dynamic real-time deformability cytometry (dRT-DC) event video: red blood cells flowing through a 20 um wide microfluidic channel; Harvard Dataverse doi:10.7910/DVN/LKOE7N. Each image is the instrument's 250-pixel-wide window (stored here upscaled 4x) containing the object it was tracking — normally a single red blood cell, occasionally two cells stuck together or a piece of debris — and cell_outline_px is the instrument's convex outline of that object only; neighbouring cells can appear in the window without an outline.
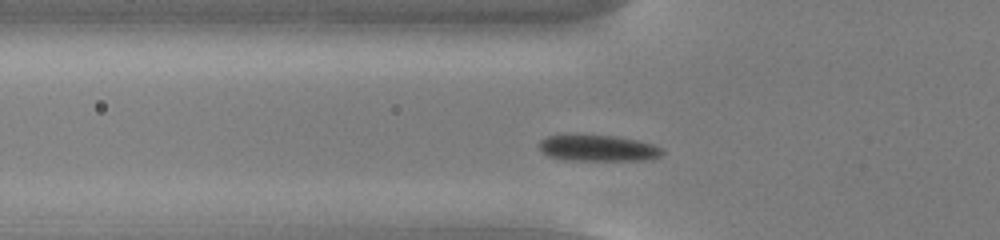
{"species": "common noctule bat (a hibernating species)", "species_latin": "Nyctalus noctula", "temperature_condition": "cold", "stored_images_in_passage": 43, "camera_frame_rate_fps": 3000, "um_per_image_px": 0.085, "animal": {"sex": "male", "body_mass_g": 13.0, "forearm_length_mm": 53.1}, "frame": {"image": 1, "passage_image": 7, "time_ms": 2.0, "image_size_px": [1000, 240], "cell_outline_px": [[664, 152], [660, 156], [648, 160], [564, 160], [548, 156], [540, 148], [540, 140], [548, 136], [616, 136], [636, 140], [652, 144], [660, 148]], "centroid_in_image_um": [50.86, 12.61], "position_along_channel_um": 74.9, "area_um2": 18.38}}
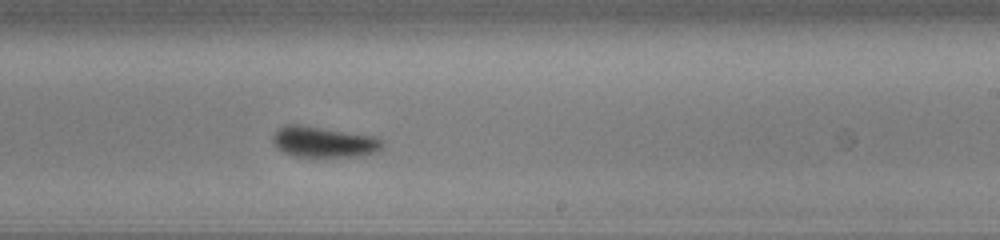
{"frame": {"image": 2, "passage_image": 22, "time_ms": 7.0, "image_size_px": [1000, 240], "cell_outline_px": [[384, 144], [376, 152], [360, 156], [292, 156], [276, 148], [272, 144], [272, 136], [284, 124], [296, 124], [376, 136], [384, 140]], "centroid_in_image_um": [27.51, 12.06], "position_along_channel_um": 261.5, "area_um2": 19.65}}
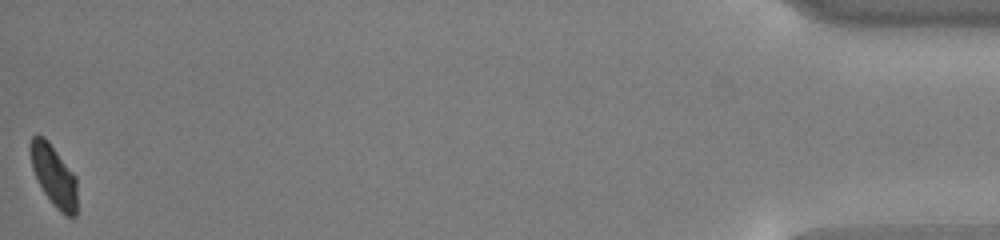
{"frame": {"image": 3, "passage_image": 43, "time_ms": 14.0, "image_size_px": [1000, 240], "cell_outline_px": [[76, 216], [64, 216], [56, 208], [44, 192], [32, 168], [28, 152], [32, 136], [36, 132], [44, 136], [48, 140], [76, 176]], "centroid_in_image_um": [4.55, 14.88], "position_along_channel_um": 430.7, "area_um2": 16.82}, "authors_computed_cell_mechanics": {"area_um2": 19.1318, "velocity_mm_per_s": 3.7419, "shape_relaxation_time_tau1_ms": 1.6075, "shape_relaxation_time_tau2_ms": 5.0615, "deformation_change_tau1": 0.0881, "deformation_change_tau2": 0.0924}}